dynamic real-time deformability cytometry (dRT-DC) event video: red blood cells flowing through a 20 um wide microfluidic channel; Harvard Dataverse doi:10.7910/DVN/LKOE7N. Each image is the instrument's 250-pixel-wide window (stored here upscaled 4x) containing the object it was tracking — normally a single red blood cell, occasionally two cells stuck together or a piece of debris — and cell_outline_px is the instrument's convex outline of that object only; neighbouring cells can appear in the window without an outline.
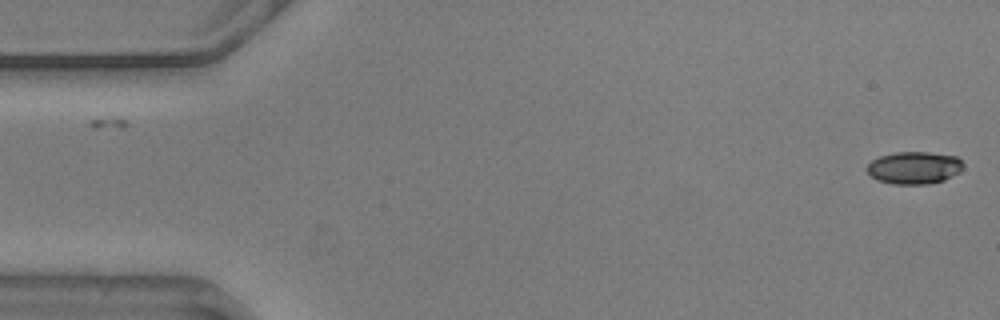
{"species": "common noctule bat (a hibernating species)", "species_latin": "Nyctalus noctula", "temperature_condition": "warm", "stored_images_in_passage": 16, "camera_frame_rate_fps": 3000, "um_per_image_px": 0.085, "animal": {"sex": "male", "body_mass_g": 20.5, "forearm_length_mm": 52.5}, "frame": {"image": 1, "passage_image": 1, "time_ms": 0.0, "image_size_px": [1000, 320], "cell_outline_px": [[964, 168], [960, 172], [944, 180], [928, 184], [892, 184], [876, 180], [864, 168], [872, 160], [880, 156], [896, 152], [928, 152], [956, 156], [964, 164]], "centroid_in_image_um": [77.7, 14.26], "position_along_channel_um": 7.3, "area_um2": 18.32}}
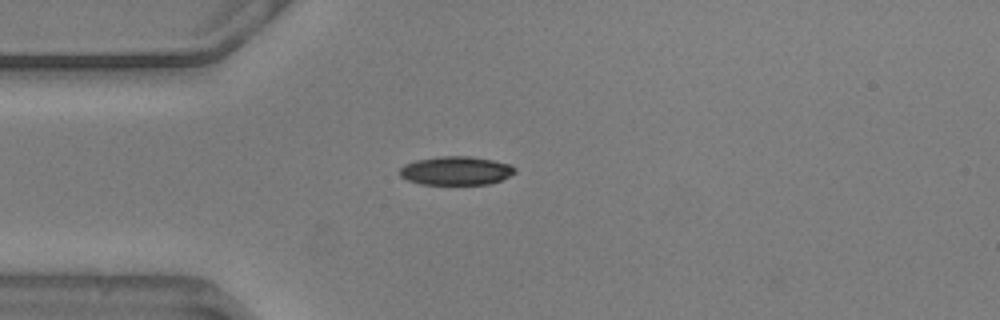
{"frame": {"image": 2, "passage_image": 14, "time_ms": 4.333, "image_size_px": [1000, 320], "cell_outline_px": [[516, 172], [500, 180], [488, 184], [420, 184], [408, 180], [400, 176], [400, 168], [404, 164], [416, 160], [440, 156], [468, 156], [492, 160], [512, 164], [516, 168]], "centroid_in_image_um": [38.76, 14.5], "position_along_channel_um": 46.2, "area_um2": 19.19}}